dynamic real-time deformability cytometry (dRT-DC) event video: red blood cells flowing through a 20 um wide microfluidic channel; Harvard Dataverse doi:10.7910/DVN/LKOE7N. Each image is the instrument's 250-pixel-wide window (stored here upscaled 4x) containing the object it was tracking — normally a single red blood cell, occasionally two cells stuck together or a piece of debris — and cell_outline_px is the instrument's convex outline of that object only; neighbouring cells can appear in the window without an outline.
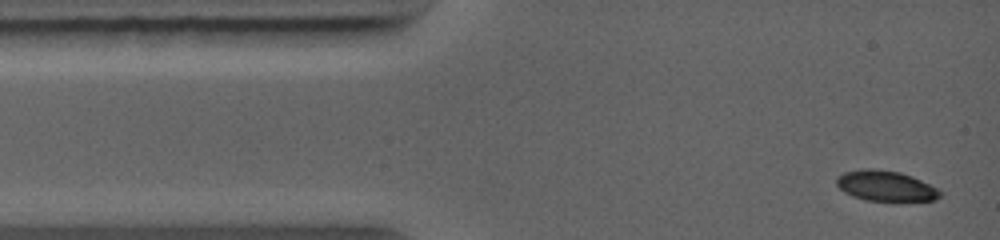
{"species": "common noctule bat (a hibernating species)", "species_latin": "Nyctalus noctula", "temperature_condition": "warm", "stored_images_in_passage": 4, "camera_frame_rate_fps": 5000, "um_per_image_px": 0.085, "animal": {"sex": "female", "body_mass_g": 19.0, "forearm_length_mm": 56.7}, "frame": {"image": 1, "passage_image": 1, "time_ms": 0.0, "image_size_px": [1000, 240], "cell_outline_px": [[944, 192], [936, 200], [864, 200], [852, 196], [844, 192], [836, 184], [836, 176], [844, 172], [864, 168], [872, 168], [900, 172], [912, 176]], "centroid_in_image_um": [75.25, 15.79], "position_along_channel_um": 9.8, "area_um2": 18.26}}
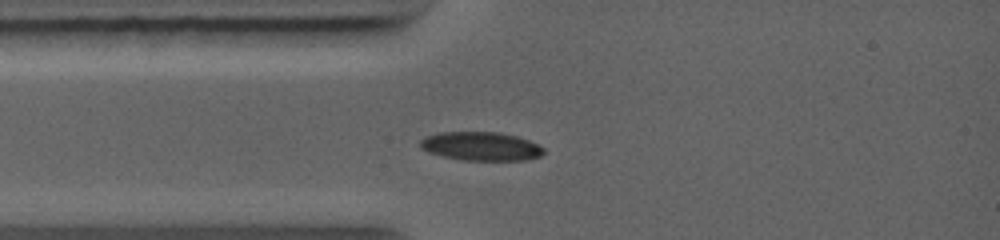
{"frame": {"image": 2, "passage_image": 4, "time_ms": 2.0, "image_size_px": [1000, 240], "cell_outline_px": [[544, 152], [540, 156], [528, 160], [460, 160], [428, 152], [420, 148], [420, 140], [428, 136], [440, 132], [496, 132], [516, 136], [528, 140], [544, 148]], "centroid_in_image_um": [40.88, 12.44], "position_along_channel_um": 44.1, "area_um2": 20.52}}